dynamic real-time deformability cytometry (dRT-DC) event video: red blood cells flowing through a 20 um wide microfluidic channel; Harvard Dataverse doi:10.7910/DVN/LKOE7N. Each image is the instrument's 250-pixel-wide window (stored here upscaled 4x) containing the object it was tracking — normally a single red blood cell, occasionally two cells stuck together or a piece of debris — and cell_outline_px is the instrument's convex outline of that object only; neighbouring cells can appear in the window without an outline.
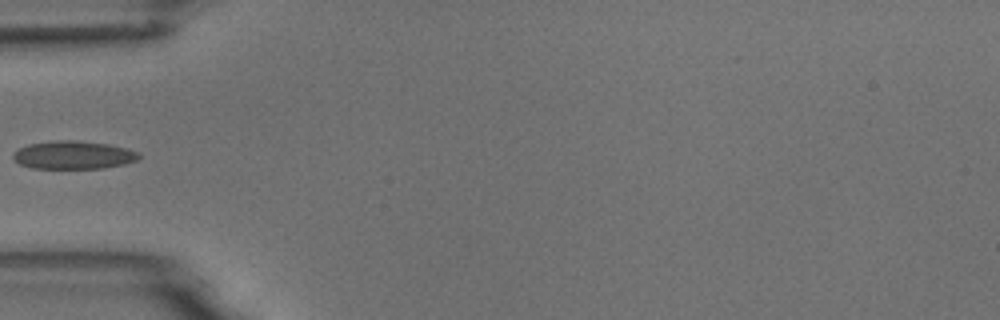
{"species": "common noctule bat (a hibernating species)", "species_latin": "Nyctalus noctula", "temperature_condition": "room temperature", "stored_images_in_passage": 5, "camera_frame_rate_fps": 3000, "um_per_image_px": 0.085, "animal": {"sex": "male", "body_mass_g": 18.8}, "frame": {"image": 1, "passage_image": 4, "time_ms": 3.667, "image_size_px": [1000, 320], "cell_outline_px": [[140, 156], [136, 160], [124, 164], [104, 168], [32, 168], [20, 164], [12, 156], [20, 148], [28, 144], [56, 140], [76, 140], [108, 144], [140, 152]], "centroid_in_image_um": [6.26, 13.17], "position_along_channel_um": 78.7, "area_um2": 20.4}}